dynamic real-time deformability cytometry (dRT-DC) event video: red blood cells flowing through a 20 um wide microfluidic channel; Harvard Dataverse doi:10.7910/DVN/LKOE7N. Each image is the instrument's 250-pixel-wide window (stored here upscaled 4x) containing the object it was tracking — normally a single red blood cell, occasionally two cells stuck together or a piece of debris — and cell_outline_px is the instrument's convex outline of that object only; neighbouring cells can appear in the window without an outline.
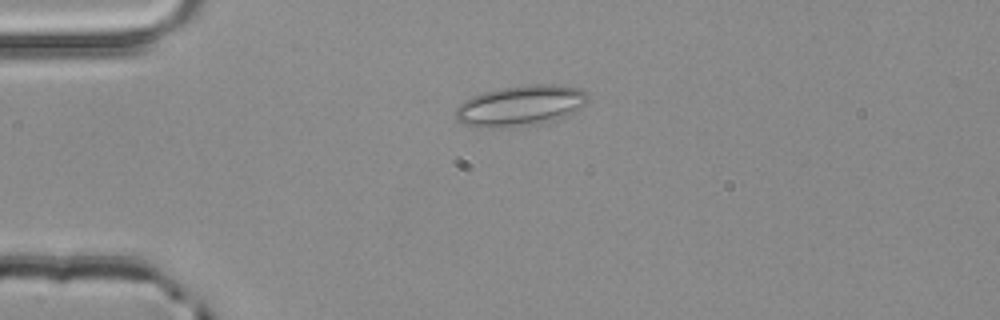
{"species": "common noctule bat (a hibernating species)", "species_latin": "Nyctalus noctula", "temperature_condition": "room temperature", "stored_images_in_passage": 2, "camera_frame_rate_fps": 3000, "um_per_image_px": 0.085, "animal": {"sex": "male", "body_mass_g": 20.4}, "frame": {"image": 1, "passage_image": 1, "time_ms": 0.0, "image_size_px": [1000, 320], "cell_outline_px": [[588, 100], [584, 104], [572, 112], [564, 116], [532, 124], [492, 128], [476, 128], [464, 124], [456, 120], [456, 108], [464, 100], [472, 96], [484, 92], [500, 88], [532, 84], [560, 84], [580, 88], [588, 92]], "centroid_in_image_um": [44.21, 8.96], "position_along_channel_um": 40.8, "area_um2": 31.1}}